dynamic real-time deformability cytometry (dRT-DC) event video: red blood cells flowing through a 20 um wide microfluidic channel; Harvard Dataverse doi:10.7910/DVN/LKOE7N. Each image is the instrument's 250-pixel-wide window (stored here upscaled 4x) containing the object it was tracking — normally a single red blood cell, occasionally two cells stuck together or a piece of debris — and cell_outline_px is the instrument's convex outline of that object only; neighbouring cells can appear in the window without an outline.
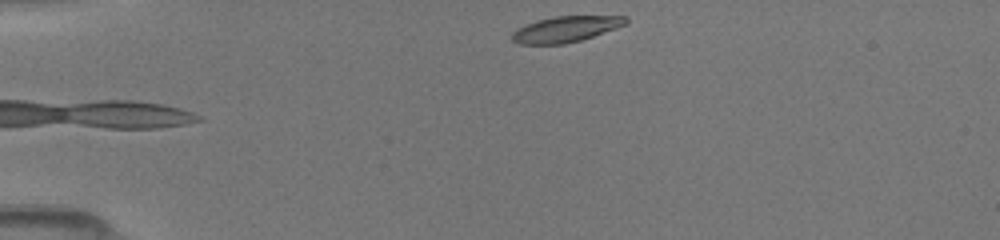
{"species": "common noctule bat (a hibernating species)", "species_latin": "Nyctalus noctula", "temperature_condition": "room temperature", "stored_images_in_passage": 5, "camera_frame_rate_fps": 3000, "um_per_image_px": 0.085, "animal": {"sex": "female", "body_mass_g": 19.5, "forearm_length_mm": 54.1}, "frame": {"image": 1, "passage_image": 1, "time_ms": 0.0, "image_size_px": [1000, 240], "cell_outline_px": [[628, 24], [580, 40], [564, 44], [520, 44], [512, 40], [512, 32], [516, 28], [536, 20], [556, 16], [628, 16]], "centroid_in_image_um": [48.08, 2.47], "position_along_channel_um": 36.9, "area_um2": 17.11}}
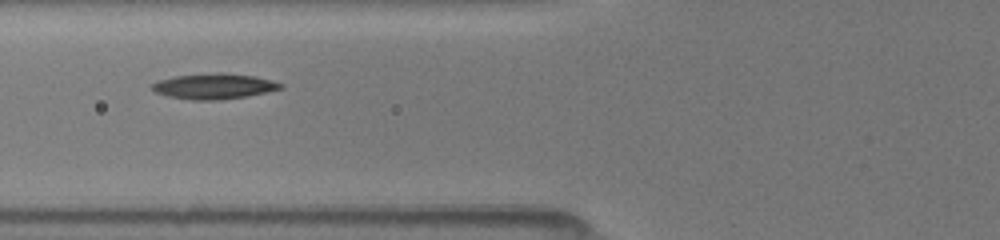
{"frame": {"image": 2, "passage_image": 4, "time_ms": 3.0, "image_size_px": [1000, 240], "cell_outline_px": [[284, 88], [268, 92], [248, 96], [220, 100], [192, 100], [168, 96], [152, 92], [152, 84], [160, 80], [172, 76], [216, 72], [224, 72], [256, 76], [272, 80], [284, 84]], "centroid_in_image_um": [18.22, 7.32], "position_along_channel_um": 107.6, "area_um2": 19.48}}
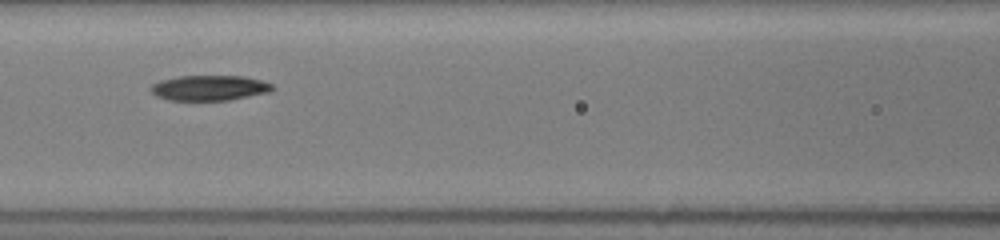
{"frame": {"image": 3, "passage_image": 5, "time_ms": 4.0, "image_size_px": [1000, 240], "cell_outline_px": [[276, 88], [268, 92], [232, 100], [168, 100], [156, 96], [148, 88], [152, 84], [160, 80], [180, 76], [244, 76], [260, 80], [272, 84]], "centroid_in_image_um": [17.79, 7.47], "position_along_channel_um": 148.8, "area_um2": 17.98}}